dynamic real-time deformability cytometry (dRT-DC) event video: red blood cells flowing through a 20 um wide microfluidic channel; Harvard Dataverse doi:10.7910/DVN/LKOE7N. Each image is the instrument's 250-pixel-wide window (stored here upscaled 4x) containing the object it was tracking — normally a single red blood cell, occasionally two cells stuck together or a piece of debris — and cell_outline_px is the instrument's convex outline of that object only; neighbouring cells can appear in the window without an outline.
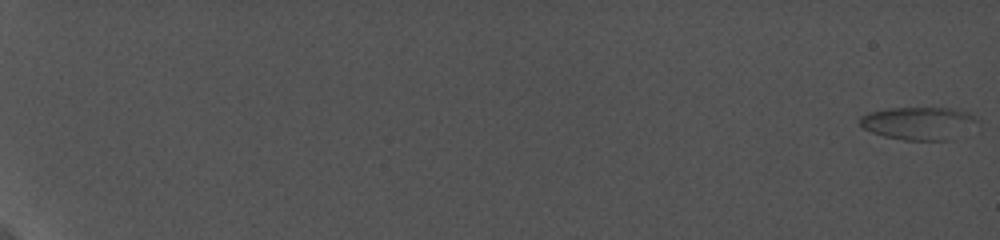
{"species": "common noctule bat (a hibernating species)", "species_latin": "Nyctalus noctula", "temperature_condition": "cold", "stored_images_in_passage": 42, "camera_frame_rate_fps": 5000, "um_per_image_px": 0.085, "animal": {"sex": "female", "body_mass_g": 19.0, "forearm_length_mm": 56.7}, "frame": {"image": 1, "passage_image": 1, "time_ms": 0.0, "image_size_px": [1000, 240], "cell_outline_px": [[980, 120], [952, 140], [904, 140], [884, 136], [872, 132], [864, 128], [860, 124], [860, 116], [868, 112], [888, 108], [948, 108], [968, 112], [976, 116]], "centroid_in_image_um": [78.08, 10.47], "position_along_channel_um": 6.9, "area_um2": 22.37}}
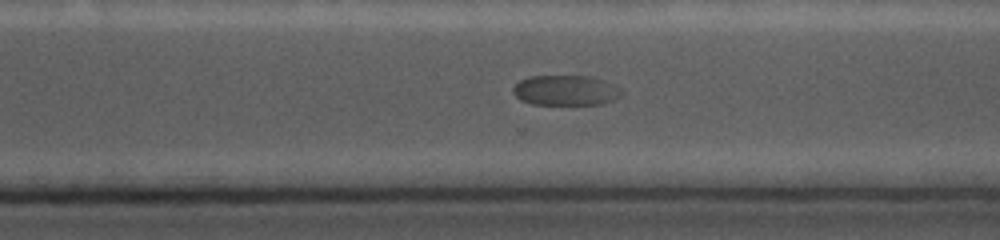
{"frame": {"image": 2, "passage_image": 38, "time_ms": 16.2, "image_size_px": [1000, 240], "cell_outline_px": [[624, 92], [620, 96], [612, 100], [600, 104], [532, 104], [520, 100], [512, 92], [512, 88], [520, 80], [528, 76], [592, 76], [604, 80], [620, 88]], "centroid_in_image_um": [48.07, 7.67], "position_along_channel_um": 322.5, "area_um2": 19.13}}
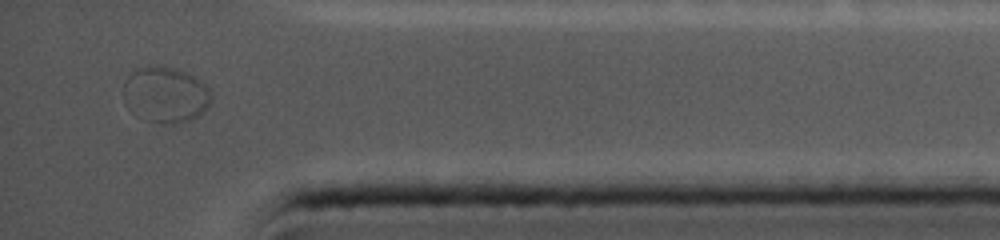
{"frame": {"image": 3, "passage_image": 42, "time_ms": 19.0, "image_size_px": [1000, 240], "cell_outline_px": [[212, 100], [192, 120], [172, 124], [160, 124], [144, 120], [136, 116], [124, 104], [124, 80], [136, 68], [148, 64], [160, 64], [176, 68], [188, 72], [200, 80], [208, 88], [212, 96]], "centroid_in_image_um": [14.02, 8.02], "position_along_channel_um": 421.2, "area_um2": 29.25}}